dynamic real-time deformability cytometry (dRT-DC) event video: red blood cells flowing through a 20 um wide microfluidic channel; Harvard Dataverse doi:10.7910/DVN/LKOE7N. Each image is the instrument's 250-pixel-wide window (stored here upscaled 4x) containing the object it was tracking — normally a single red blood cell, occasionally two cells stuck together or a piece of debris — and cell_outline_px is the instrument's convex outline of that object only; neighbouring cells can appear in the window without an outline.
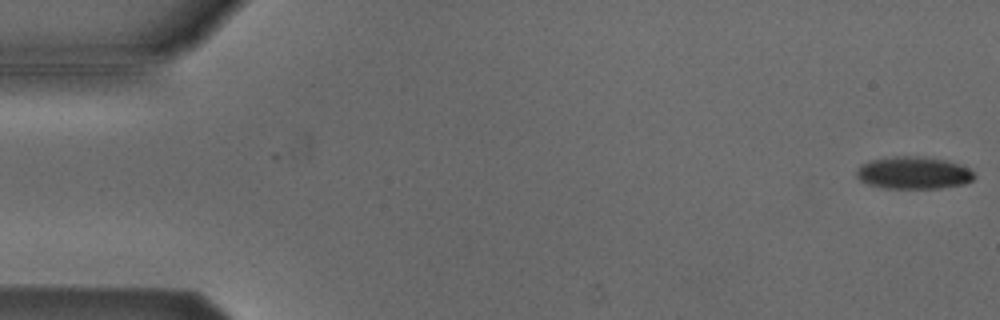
{"species": "Egyptian fruit bat (a non-hibernating species)", "species_latin": "Rousettus aegyptiacus", "temperature_condition": "cold", "stored_images_in_passage": 2, "camera_frame_rate_fps": 3000, "um_per_image_px": 0.085, "animal": {"sex": "male"}, "frame": {"image": 1, "passage_image": 2, "time_ms": 0.333, "image_size_px": [1000, 320], "cell_outline_px": [[976, 176], [972, 180], [964, 184], [940, 188], [884, 188], [868, 184], [860, 180], [856, 176], [856, 168], [860, 164], [868, 160], [884, 156], [924, 156], [944, 160], [960, 164], [968, 168]], "centroid_in_image_um": [77.59, 14.67], "position_along_channel_um": 7.4, "area_um2": 22.54}}